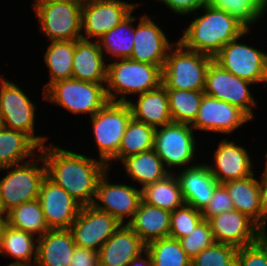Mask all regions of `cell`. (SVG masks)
Wrapping results in <instances>:
<instances>
[{
  "mask_svg": "<svg viewBox=\"0 0 267 266\" xmlns=\"http://www.w3.org/2000/svg\"><path fill=\"white\" fill-rule=\"evenodd\" d=\"M171 212L141 200L133 219L127 224L145 243L169 236Z\"/></svg>",
  "mask_w": 267,
  "mask_h": 266,
  "instance_id": "484cf974",
  "label": "cell"
},
{
  "mask_svg": "<svg viewBox=\"0 0 267 266\" xmlns=\"http://www.w3.org/2000/svg\"><path fill=\"white\" fill-rule=\"evenodd\" d=\"M155 128L146 123L131 118L119 147L118 154L107 164L110 169L111 162L120 161L148 151L154 147Z\"/></svg>",
  "mask_w": 267,
  "mask_h": 266,
  "instance_id": "836d02e7",
  "label": "cell"
},
{
  "mask_svg": "<svg viewBox=\"0 0 267 266\" xmlns=\"http://www.w3.org/2000/svg\"><path fill=\"white\" fill-rule=\"evenodd\" d=\"M38 200L49 229H69L82 206L47 175L41 182Z\"/></svg>",
  "mask_w": 267,
  "mask_h": 266,
  "instance_id": "ac0fdd59",
  "label": "cell"
},
{
  "mask_svg": "<svg viewBox=\"0 0 267 266\" xmlns=\"http://www.w3.org/2000/svg\"><path fill=\"white\" fill-rule=\"evenodd\" d=\"M145 256V257H144ZM127 266H153L150 254L145 250L138 257L131 260Z\"/></svg>",
  "mask_w": 267,
  "mask_h": 266,
  "instance_id": "7dc6e473",
  "label": "cell"
},
{
  "mask_svg": "<svg viewBox=\"0 0 267 266\" xmlns=\"http://www.w3.org/2000/svg\"><path fill=\"white\" fill-rule=\"evenodd\" d=\"M90 118L99 160L107 165L118 154L122 137L132 118L130 107L127 103L109 101Z\"/></svg>",
  "mask_w": 267,
  "mask_h": 266,
  "instance_id": "ba28073f",
  "label": "cell"
},
{
  "mask_svg": "<svg viewBox=\"0 0 267 266\" xmlns=\"http://www.w3.org/2000/svg\"><path fill=\"white\" fill-rule=\"evenodd\" d=\"M81 11L78 0L52 1L34 8L39 30L49 42L81 40Z\"/></svg>",
  "mask_w": 267,
  "mask_h": 266,
  "instance_id": "30bf717a",
  "label": "cell"
},
{
  "mask_svg": "<svg viewBox=\"0 0 267 266\" xmlns=\"http://www.w3.org/2000/svg\"><path fill=\"white\" fill-rule=\"evenodd\" d=\"M138 6V3L124 0H96L82 3V39L97 41Z\"/></svg>",
  "mask_w": 267,
  "mask_h": 266,
  "instance_id": "5bb4252c",
  "label": "cell"
},
{
  "mask_svg": "<svg viewBox=\"0 0 267 266\" xmlns=\"http://www.w3.org/2000/svg\"><path fill=\"white\" fill-rule=\"evenodd\" d=\"M203 219L200 210L184 204L171 212L169 237L179 240L189 235Z\"/></svg>",
  "mask_w": 267,
  "mask_h": 266,
  "instance_id": "ab89813d",
  "label": "cell"
},
{
  "mask_svg": "<svg viewBox=\"0 0 267 266\" xmlns=\"http://www.w3.org/2000/svg\"><path fill=\"white\" fill-rule=\"evenodd\" d=\"M236 266H267V233L255 243L238 248Z\"/></svg>",
  "mask_w": 267,
  "mask_h": 266,
  "instance_id": "b9f144b4",
  "label": "cell"
},
{
  "mask_svg": "<svg viewBox=\"0 0 267 266\" xmlns=\"http://www.w3.org/2000/svg\"><path fill=\"white\" fill-rule=\"evenodd\" d=\"M206 3L228 12L248 29L267 13V0H206Z\"/></svg>",
  "mask_w": 267,
  "mask_h": 266,
  "instance_id": "74e56055",
  "label": "cell"
},
{
  "mask_svg": "<svg viewBox=\"0 0 267 266\" xmlns=\"http://www.w3.org/2000/svg\"><path fill=\"white\" fill-rule=\"evenodd\" d=\"M3 170L7 174L0 178V208L1 215L5 216L24 202L38 199L41 182L46 176V163L39 153L27 162L0 169Z\"/></svg>",
  "mask_w": 267,
  "mask_h": 266,
  "instance_id": "277c9868",
  "label": "cell"
},
{
  "mask_svg": "<svg viewBox=\"0 0 267 266\" xmlns=\"http://www.w3.org/2000/svg\"><path fill=\"white\" fill-rule=\"evenodd\" d=\"M171 12L177 15L198 14L199 9L206 4V0H160Z\"/></svg>",
  "mask_w": 267,
  "mask_h": 266,
  "instance_id": "ee69618b",
  "label": "cell"
},
{
  "mask_svg": "<svg viewBox=\"0 0 267 266\" xmlns=\"http://www.w3.org/2000/svg\"><path fill=\"white\" fill-rule=\"evenodd\" d=\"M203 9V10H202ZM178 40L185 48L214 58L230 41L248 28L228 12L204 4Z\"/></svg>",
  "mask_w": 267,
  "mask_h": 266,
  "instance_id": "7a4b0ae2",
  "label": "cell"
},
{
  "mask_svg": "<svg viewBox=\"0 0 267 266\" xmlns=\"http://www.w3.org/2000/svg\"><path fill=\"white\" fill-rule=\"evenodd\" d=\"M4 128V123L2 121V118L0 116V131Z\"/></svg>",
  "mask_w": 267,
  "mask_h": 266,
  "instance_id": "f907efd6",
  "label": "cell"
},
{
  "mask_svg": "<svg viewBox=\"0 0 267 266\" xmlns=\"http://www.w3.org/2000/svg\"><path fill=\"white\" fill-rule=\"evenodd\" d=\"M121 164L131 181L141 184V188L162 180L170 174L154 149L128 157Z\"/></svg>",
  "mask_w": 267,
  "mask_h": 266,
  "instance_id": "4dcf8cb0",
  "label": "cell"
},
{
  "mask_svg": "<svg viewBox=\"0 0 267 266\" xmlns=\"http://www.w3.org/2000/svg\"><path fill=\"white\" fill-rule=\"evenodd\" d=\"M36 105L22 89L1 74L0 77V116L4 127L29 135L40 147L48 137L35 135Z\"/></svg>",
  "mask_w": 267,
  "mask_h": 266,
  "instance_id": "9c48e42d",
  "label": "cell"
},
{
  "mask_svg": "<svg viewBox=\"0 0 267 266\" xmlns=\"http://www.w3.org/2000/svg\"><path fill=\"white\" fill-rule=\"evenodd\" d=\"M49 43L43 55L44 64L49 69V81L43 86V92L54 82L72 78L75 40L52 41Z\"/></svg>",
  "mask_w": 267,
  "mask_h": 266,
  "instance_id": "d6a6232c",
  "label": "cell"
},
{
  "mask_svg": "<svg viewBox=\"0 0 267 266\" xmlns=\"http://www.w3.org/2000/svg\"><path fill=\"white\" fill-rule=\"evenodd\" d=\"M250 30L228 42L214 57V61L226 71L254 85L267 84V53L240 42Z\"/></svg>",
  "mask_w": 267,
  "mask_h": 266,
  "instance_id": "8fae6325",
  "label": "cell"
},
{
  "mask_svg": "<svg viewBox=\"0 0 267 266\" xmlns=\"http://www.w3.org/2000/svg\"><path fill=\"white\" fill-rule=\"evenodd\" d=\"M238 248L215 242L191 259V266H236Z\"/></svg>",
  "mask_w": 267,
  "mask_h": 266,
  "instance_id": "f35d334b",
  "label": "cell"
},
{
  "mask_svg": "<svg viewBox=\"0 0 267 266\" xmlns=\"http://www.w3.org/2000/svg\"><path fill=\"white\" fill-rule=\"evenodd\" d=\"M40 148L26 133L4 127L0 131V169L33 159Z\"/></svg>",
  "mask_w": 267,
  "mask_h": 266,
  "instance_id": "83f0119b",
  "label": "cell"
},
{
  "mask_svg": "<svg viewBox=\"0 0 267 266\" xmlns=\"http://www.w3.org/2000/svg\"><path fill=\"white\" fill-rule=\"evenodd\" d=\"M263 175L259 178V191H260V207L262 210V230L266 232L267 225V170H264Z\"/></svg>",
  "mask_w": 267,
  "mask_h": 266,
  "instance_id": "bcb514c9",
  "label": "cell"
},
{
  "mask_svg": "<svg viewBox=\"0 0 267 266\" xmlns=\"http://www.w3.org/2000/svg\"><path fill=\"white\" fill-rule=\"evenodd\" d=\"M7 225L28 232L37 238L48 230L41 204L38 199L24 202L5 215Z\"/></svg>",
  "mask_w": 267,
  "mask_h": 266,
  "instance_id": "e575fe53",
  "label": "cell"
},
{
  "mask_svg": "<svg viewBox=\"0 0 267 266\" xmlns=\"http://www.w3.org/2000/svg\"><path fill=\"white\" fill-rule=\"evenodd\" d=\"M162 84V69L149 63L119 59L107 63L106 94L109 101L127 103L131 94L136 97Z\"/></svg>",
  "mask_w": 267,
  "mask_h": 266,
  "instance_id": "3957f363",
  "label": "cell"
},
{
  "mask_svg": "<svg viewBox=\"0 0 267 266\" xmlns=\"http://www.w3.org/2000/svg\"><path fill=\"white\" fill-rule=\"evenodd\" d=\"M135 10L97 40L105 57L110 56L111 60L130 59L135 38L133 23L138 20L132 15Z\"/></svg>",
  "mask_w": 267,
  "mask_h": 266,
  "instance_id": "f546056e",
  "label": "cell"
},
{
  "mask_svg": "<svg viewBox=\"0 0 267 266\" xmlns=\"http://www.w3.org/2000/svg\"><path fill=\"white\" fill-rule=\"evenodd\" d=\"M76 244L70 229H49L37 239L36 266H69Z\"/></svg>",
  "mask_w": 267,
  "mask_h": 266,
  "instance_id": "d4e9b609",
  "label": "cell"
},
{
  "mask_svg": "<svg viewBox=\"0 0 267 266\" xmlns=\"http://www.w3.org/2000/svg\"><path fill=\"white\" fill-rule=\"evenodd\" d=\"M120 225L107 212L98 210L93 205H84L69 229L77 247L98 252Z\"/></svg>",
  "mask_w": 267,
  "mask_h": 266,
  "instance_id": "9a60e30c",
  "label": "cell"
},
{
  "mask_svg": "<svg viewBox=\"0 0 267 266\" xmlns=\"http://www.w3.org/2000/svg\"><path fill=\"white\" fill-rule=\"evenodd\" d=\"M250 121L252 119L237 106L205 94L191 126L196 131L232 135L233 131Z\"/></svg>",
  "mask_w": 267,
  "mask_h": 266,
  "instance_id": "2e32d148",
  "label": "cell"
},
{
  "mask_svg": "<svg viewBox=\"0 0 267 266\" xmlns=\"http://www.w3.org/2000/svg\"><path fill=\"white\" fill-rule=\"evenodd\" d=\"M172 121L192 124L198 114L204 90L166 89Z\"/></svg>",
  "mask_w": 267,
  "mask_h": 266,
  "instance_id": "d590c367",
  "label": "cell"
},
{
  "mask_svg": "<svg viewBox=\"0 0 267 266\" xmlns=\"http://www.w3.org/2000/svg\"><path fill=\"white\" fill-rule=\"evenodd\" d=\"M109 168L98 180L96 195L92 205L98 210L107 212L119 223L128 224L141 202V188L127 183L112 184L108 179ZM127 219V220H126Z\"/></svg>",
  "mask_w": 267,
  "mask_h": 266,
  "instance_id": "4fadbf2b",
  "label": "cell"
},
{
  "mask_svg": "<svg viewBox=\"0 0 267 266\" xmlns=\"http://www.w3.org/2000/svg\"><path fill=\"white\" fill-rule=\"evenodd\" d=\"M194 131L190 124L175 122L156 128L153 149L170 173L180 167L186 169L197 165L195 162L190 164L198 147Z\"/></svg>",
  "mask_w": 267,
  "mask_h": 266,
  "instance_id": "52a82bcc",
  "label": "cell"
},
{
  "mask_svg": "<svg viewBox=\"0 0 267 266\" xmlns=\"http://www.w3.org/2000/svg\"><path fill=\"white\" fill-rule=\"evenodd\" d=\"M145 250L140 237L127 224H121L99 249V266H127Z\"/></svg>",
  "mask_w": 267,
  "mask_h": 266,
  "instance_id": "44dd1931",
  "label": "cell"
},
{
  "mask_svg": "<svg viewBox=\"0 0 267 266\" xmlns=\"http://www.w3.org/2000/svg\"><path fill=\"white\" fill-rule=\"evenodd\" d=\"M52 1H62V0H34L33 4L31 6L34 9L38 5H42V4H45L48 2H52Z\"/></svg>",
  "mask_w": 267,
  "mask_h": 266,
  "instance_id": "681fc988",
  "label": "cell"
},
{
  "mask_svg": "<svg viewBox=\"0 0 267 266\" xmlns=\"http://www.w3.org/2000/svg\"><path fill=\"white\" fill-rule=\"evenodd\" d=\"M205 163V164H204ZM174 172L179 181L185 204L202 211L212 198L215 188L219 185L210 173L206 162Z\"/></svg>",
  "mask_w": 267,
  "mask_h": 266,
  "instance_id": "7402d4cb",
  "label": "cell"
},
{
  "mask_svg": "<svg viewBox=\"0 0 267 266\" xmlns=\"http://www.w3.org/2000/svg\"><path fill=\"white\" fill-rule=\"evenodd\" d=\"M253 84L226 71L213 60L206 72L204 93L237 106L253 120V108L257 106L250 90Z\"/></svg>",
  "mask_w": 267,
  "mask_h": 266,
  "instance_id": "7c38bea8",
  "label": "cell"
},
{
  "mask_svg": "<svg viewBox=\"0 0 267 266\" xmlns=\"http://www.w3.org/2000/svg\"><path fill=\"white\" fill-rule=\"evenodd\" d=\"M69 266H99L98 252L75 247Z\"/></svg>",
  "mask_w": 267,
  "mask_h": 266,
  "instance_id": "f6af8a7d",
  "label": "cell"
},
{
  "mask_svg": "<svg viewBox=\"0 0 267 266\" xmlns=\"http://www.w3.org/2000/svg\"><path fill=\"white\" fill-rule=\"evenodd\" d=\"M37 239L28 232L6 225L2 233L0 254L15 258V261L7 266L35 265Z\"/></svg>",
  "mask_w": 267,
  "mask_h": 266,
  "instance_id": "f1b7e54d",
  "label": "cell"
},
{
  "mask_svg": "<svg viewBox=\"0 0 267 266\" xmlns=\"http://www.w3.org/2000/svg\"><path fill=\"white\" fill-rule=\"evenodd\" d=\"M232 209H234L232 198L227 189L222 184H219L215 188L209 204L204 207L201 213L205 220H209L211 217Z\"/></svg>",
  "mask_w": 267,
  "mask_h": 266,
  "instance_id": "7bdbcfd3",
  "label": "cell"
},
{
  "mask_svg": "<svg viewBox=\"0 0 267 266\" xmlns=\"http://www.w3.org/2000/svg\"><path fill=\"white\" fill-rule=\"evenodd\" d=\"M106 84L66 79L54 82L43 92V100L60 105L73 115L92 117L108 102Z\"/></svg>",
  "mask_w": 267,
  "mask_h": 266,
  "instance_id": "8992f818",
  "label": "cell"
},
{
  "mask_svg": "<svg viewBox=\"0 0 267 266\" xmlns=\"http://www.w3.org/2000/svg\"><path fill=\"white\" fill-rule=\"evenodd\" d=\"M107 61L98 41L75 40L72 78L81 81L106 84Z\"/></svg>",
  "mask_w": 267,
  "mask_h": 266,
  "instance_id": "603a6c76",
  "label": "cell"
},
{
  "mask_svg": "<svg viewBox=\"0 0 267 266\" xmlns=\"http://www.w3.org/2000/svg\"><path fill=\"white\" fill-rule=\"evenodd\" d=\"M141 198L143 202L169 212L185 204L179 181L174 173L141 188Z\"/></svg>",
  "mask_w": 267,
  "mask_h": 266,
  "instance_id": "1f68e13d",
  "label": "cell"
},
{
  "mask_svg": "<svg viewBox=\"0 0 267 266\" xmlns=\"http://www.w3.org/2000/svg\"><path fill=\"white\" fill-rule=\"evenodd\" d=\"M80 3H85V2H89V1H96V0H78Z\"/></svg>",
  "mask_w": 267,
  "mask_h": 266,
  "instance_id": "f5cc1de1",
  "label": "cell"
},
{
  "mask_svg": "<svg viewBox=\"0 0 267 266\" xmlns=\"http://www.w3.org/2000/svg\"><path fill=\"white\" fill-rule=\"evenodd\" d=\"M213 60L211 56L185 48L177 40L162 68V85L166 89L204 90L206 72Z\"/></svg>",
  "mask_w": 267,
  "mask_h": 266,
  "instance_id": "5b68a950",
  "label": "cell"
},
{
  "mask_svg": "<svg viewBox=\"0 0 267 266\" xmlns=\"http://www.w3.org/2000/svg\"><path fill=\"white\" fill-rule=\"evenodd\" d=\"M179 241L182 249L191 259L215 243L210 224L205 219L189 235L180 238Z\"/></svg>",
  "mask_w": 267,
  "mask_h": 266,
  "instance_id": "60d3db41",
  "label": "cell"
},
{
  "mask_svg": "<svg viewBox=\"0 0 267 266\" xmlns=\"http://www.w3.org/2000/svg\"><path fill=\"white\" fill-rule=\"evenodd\" d=\"M6 225H7V221H6L5 216L0 215V247H1L2 233Z\"/></svg>",
  "mask_w": 267,
  "mask_h": 266,
  "instance_id": "c3c4849f",
  "label": "cell"
},
{
  "mask_svg": "<svg viewBox=\"0 0 267 266\" xmlns=\"http://www.w3.org/2000/svg\"><path fill=\"white\" fill-rule=\"evenodd\" d=\"M46 163V175L82 206L92 205L97 183L107 165L97 157L54 145L40 148Z\"/></svg>",
  "mask_w": 267,
  "mask_h": 266,
  "instance_id": "6da1fadb",
  "label": "cell"
},
{
  "mask_svg": "<svg viewBox=\"0 0 267 266\" xmlns=\"http://www.w3.org/2000/svg\"><path fill=\"white\" fill-rule=\"evenodd\" d=\"M265 157H266V159H265V160H266V161H265L266 163H265V165H264V166H265L264 170H267V152L265 153L264 158H265Z\"/></svg>",
  "mask_w": 267,
  "mask_h": 266,
  "instance_id": "816d5d0a",
  "label": "cell"
},
{
  "mask_svg": "<svg viewBox=\"0 0 267 266\" xmlns=\"http://www.w3.org/2000/svg\"><path fill=\"white\" fill-rule=\"evenodd\" d=\"M215 242L241 248L258 241L265 232L248 216L229 210L208 220Z\"/></svg>",
  "mask_w": 267,
  "mask_h": 266,
  "instance_id": "d6986e66",
  "label": "cell"
},
{
  "mask_svg": "<svg viewBox=\"0 0 267 266\" xmlns=\"http://www.w3.org/2000/svg\"><path fill=\"white\" fill-rule=\"evenodd\" d=\"M137 99L127 102L132 118L159 128L172 123L169 100L166 88L161 84L158 88L146 91L135 97Z\"/></svg>",
  "mask_w": 267,
  "mask_h": 266,
  "instance_id": "cb8c5ba5",
  "label": "cell"
},
{
  "mask_svg": "<svg viewBox=\"0 0 267 266\" xmlns=\"http://www.w3.org/2000/svg\"><path fill=\"white\" fill-rule=\"evenodd\" d=\"M255 173L238 180L223 183L233 201L234 210L245 214L262 229L259 180Z\"/></svg>",
  "mask_w": 267,
  "mask_h": 266,
  "instance_id": "4316f807",
  "label": "cell"
},
{
  "mask_svg": "<svg viewBox=\"0 0 267 266\" xmlns=\"http://www.w3.org/2000/svg\"><path fill=\"white\" fill-rule=\"evenodd\" d=\"M149 16L145 14L138 17L130 59L156 65L162 69L168 52L175 42H170L168 35L154 22L152 16Z\"/></svg>",
  "mask_w": 267,
  "mask_h": 266,
  "instance_id": "e0dca14e",
  "label": "cell"
},
{
  "mask_svg": "<svg viewBox=\"0 0 267 266\" xmlns=\"http://www.w3.org/2000/svg\"><path fill=\"white\" fill-rule=\"evenodd\" d=\"M213 154L214 164L206 165L219 184L243 179L255 173L250 153L234 140H228L227 136L218 143Z\"/></svg>",
  "mask_w": 267,
  "mask_h": 266,
  "instance_id": "ffe728a7",
  "label": "cell"
},
{
  "mask_svg": "<svg viewBox=\"0 0 267 266\" xmlns=\"http://www.w3.org/2000/svg\"><path fill=\"white\" fill-rule=\"evenodd\" d=\"M153 266H191V258L180 241L172 237L156 239L146 244Z\"/></svg>",
  "mask_w": 267,
  "mask_h": 266,
  "instance_id": "8d00e7d4",
  "label": "cell"
}]
</instances>
